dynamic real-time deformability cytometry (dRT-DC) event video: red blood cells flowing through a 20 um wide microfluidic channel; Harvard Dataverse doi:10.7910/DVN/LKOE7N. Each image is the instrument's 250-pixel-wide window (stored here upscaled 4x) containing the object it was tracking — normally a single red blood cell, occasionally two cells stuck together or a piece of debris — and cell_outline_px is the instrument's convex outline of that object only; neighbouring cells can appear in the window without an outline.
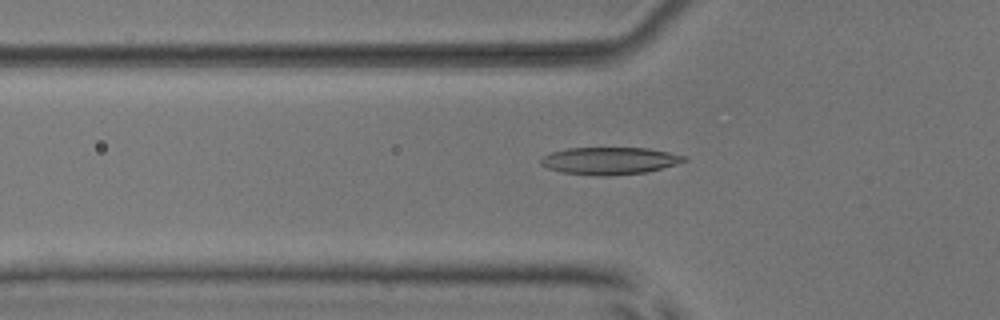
{"species": "common noctule bat (a hibernating species)", "species_latin": "Nyctalus noctula", "temperature_condition": "room temperature", "stored_images_in_passage": 53, "camera_frame_rate_fps": 3000, "um_per_image_px": 0.085, "animal": {"sex": "male", "body_mass_g": 17.9, "forearm_length_mm": 54.2}, "frame": {"image": 1, "passage_image": 18, "time_ms": 5.667, "image_size_px": [1000, 320], "cell_outline_px": [[688, 160], [676, 164], [644, 172], [608, 176], [596, 176], [564, 172], [548, 168], [540, 164], [540, 160], [544, 156], [552, 152], [568, 148], [648, 148], [688, 156]], "centroid_in_image_um": [51.83, 13.66], "position_along_channel_um": 74.0, "area_um2": 22.6}}
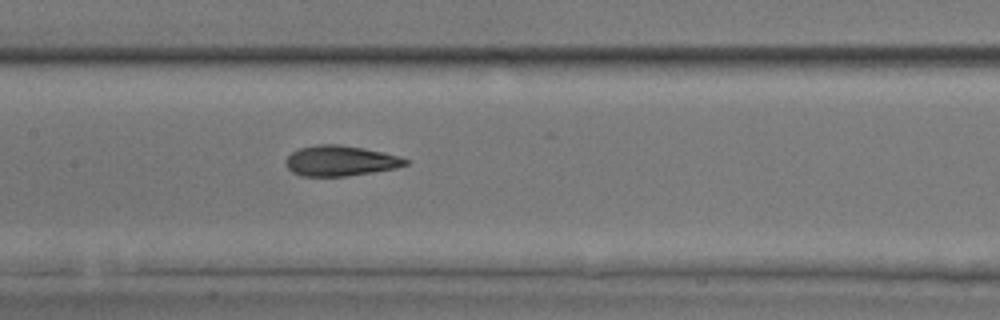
{"frame": {"image": 2, "passage_image": 26, "time_ms": 8.333, "image_size_px": [1000, 320], "cell_outline_px": [[408, 164], [396, 168], [372, 172], [344, 176], [300, 176], [292, 172], [284, 164], [284, 160], [292, 152], [300, 148], [316, 144], [340, 144], [364, 148], [400, 156], [408, 160]], "centroid_in_image_um": [28.9, 13.66], "position_along_channel_um": 178.5, "area_um2": 21.27}}
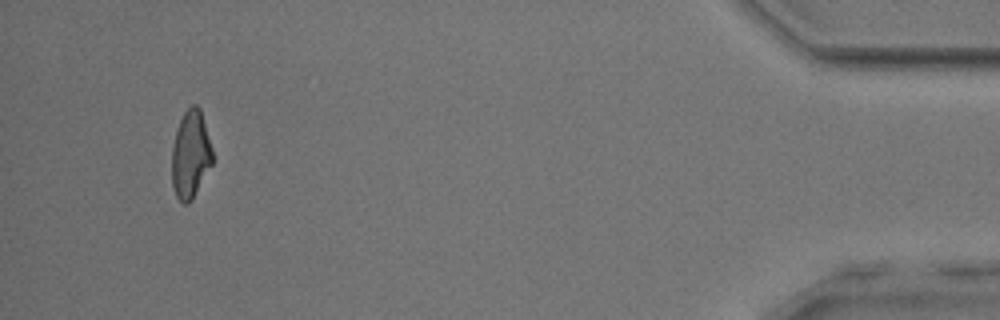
{"frame": {"image": 3, "passage_image": 50, "time_ms": 16.333, "image_size_px": [1000, 320], "cell_outline_px": [[212, 164], [192, 200], [188, 204], [184, 204], [176, 196], [172, 184], [172, 148], [176, 132], [180, 120], [184, 112], [192, 104], [196, 104], [200, 108], [212, 148]], "centroid_in_image_um": [16.2, 13.14], "position_along_channel_um": 419.0, "area_um2": 20.63}, "authors_computed_cell_mechanics": {"area_um2": 21.7328, "velocity_mm_per_s": 3.9091, "shape_relaxation_time_tau1_ms": 4.9579, "shape_relaxation_time_tau2_ms": 2.1201, "deformation_change_tau1": 0.1741, "deformation_change_tau2": 0.0765}}